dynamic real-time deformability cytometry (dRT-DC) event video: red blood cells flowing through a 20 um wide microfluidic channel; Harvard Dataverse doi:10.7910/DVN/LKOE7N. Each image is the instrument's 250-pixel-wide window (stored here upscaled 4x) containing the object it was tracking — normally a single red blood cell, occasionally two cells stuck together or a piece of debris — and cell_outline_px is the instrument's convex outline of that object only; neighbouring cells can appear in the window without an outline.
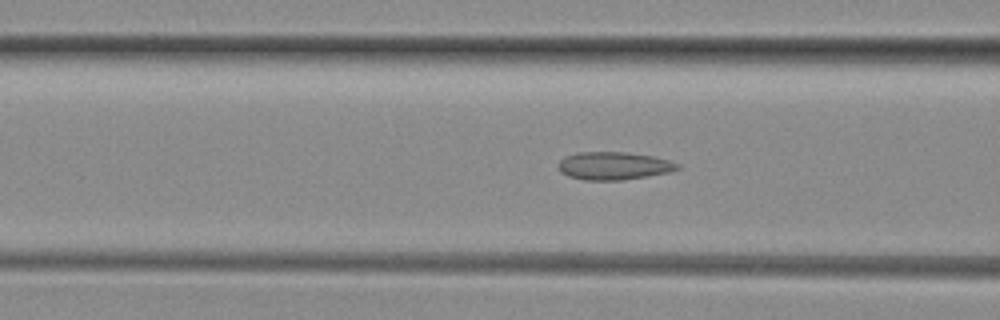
{"species": "common noctule bat (a hibernating species)", "species_latin": "Nyctalus noctula", "temperature_condition": "room temperature", "stored_images_in_passage": 50, "camera_frame_rate_fps": 3000, "um_per_image_px": 0.085, "animal": {"sex": "female", "body_mass_g": 29.2, "forearm_length_mm": 56.3}, "frame": {"image": 1, "passage_image": 19, "time_ms": 6.0, "image_size_px": [1000, 320], "cell_outline_px": [[680, 168], [672, 172], [624, 180], [584, 180], [568, 176], [560, 172], [560, 160], [564, 156], [576, 152], [628, 152], [652, 156], [668, 160], [680, 164]], "centroid_in_image_um": [52.19, 14.09], "position_along_channel_um": 114.4, "area_um2": 19.48}}
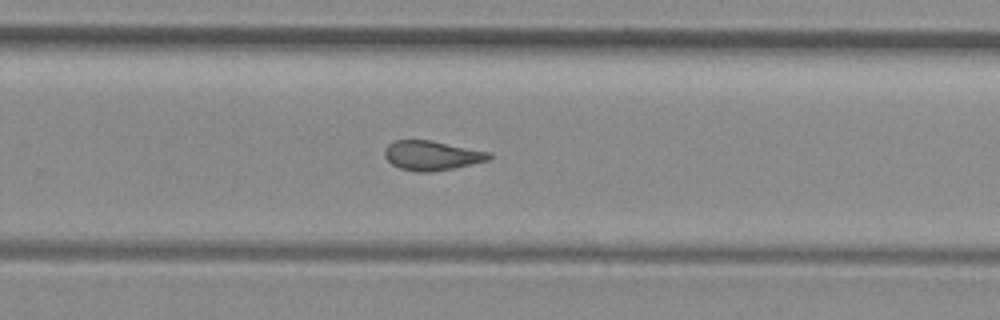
{"frame": {"image": 2, "passage_image": 32, "time_ms": 10.333, "image_size_px": [1000, 320], "cell_outline_px": [[492, 160], [452, 168], [428, 172], [416, 172], [400, 168], [392, 164], [384, 156], [384, 148], [388, 144], [396, 140], [428, 140], [488, 152], [492, 156]], "centroid_in_image_um": [36.68, 13.22], "position_along_channel_um": 293.1, "area_um2": 17.74}}
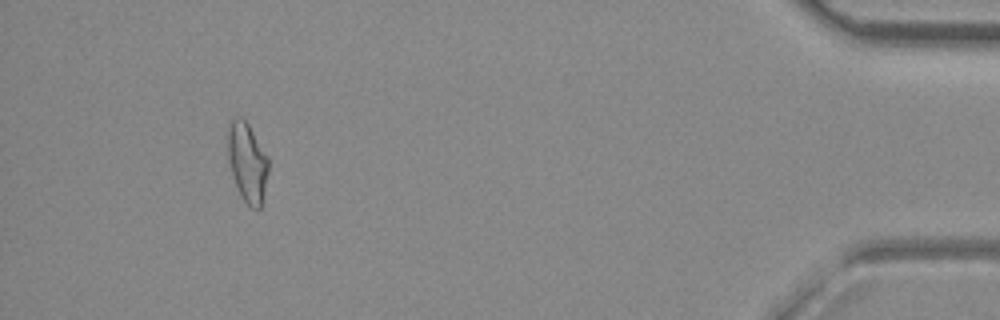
{"frame": {"image": 3, "passage_image": 46, "time_ms": 15.0, "image_size_px": [1000, 320], "cell_outline_px": [[268, 172], [264, 196], [260, 208], [252, 208], [240, 196], [232, 176], [228, 160], [228, 128], [232, 120], [236, 116], [240, 116], [248, 124], [268, 160]], "centroid_in_image_um": [21.0, 13.83], "position_along_channel_um": 414.2, "area_um2": 18.5}, "authors_computed_cell_mechanics": {"area_um2": 18.785, "velocity_mm_per_s": 4.1275, "shape_relaxation_time_tau1_ms": null, "shape_relaxation_time_tau2_ms": 1.8072, "deformation_change_tau1": null, "deformation_change_tau2": 0.0996}}